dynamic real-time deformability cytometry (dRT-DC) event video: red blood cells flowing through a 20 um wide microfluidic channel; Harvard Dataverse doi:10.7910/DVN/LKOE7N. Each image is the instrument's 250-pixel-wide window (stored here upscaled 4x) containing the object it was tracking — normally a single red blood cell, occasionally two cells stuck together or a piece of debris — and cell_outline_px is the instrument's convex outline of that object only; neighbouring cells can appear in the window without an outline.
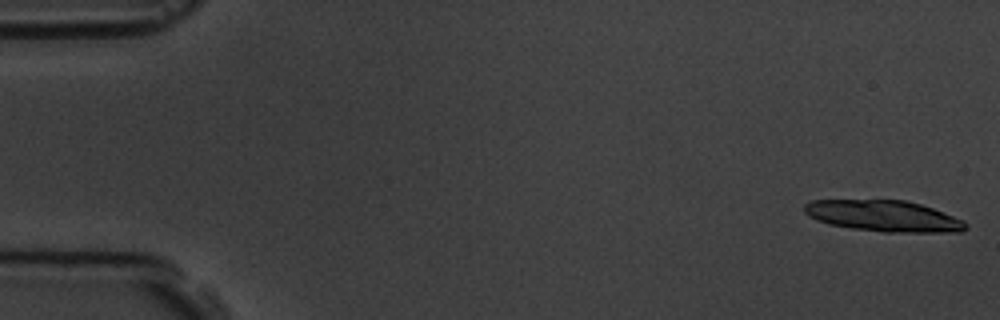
{"species": "common noctule bat (a hibernating species)", "species_latin": "Nyctalus noctula", "temperature_condition": "room temperature", "stored_images_in_passage": 5, "camera_frame_rate_fps": 3000, "um_per_image_px": 0.085, "animal": {"sex": "male", "body_mass_g": 19.5, "forearm_length_mm": 54.6}, "frame": {"image": 1, "passage_image": 1, "time_ms": 0.0, "image_size_px": [1000, 320], "cell_outline_px": [[968, 228], [960, 232], [884, 232], [852, 228], [828, 224], [816, 220], [808, 216], [804, 212], [804, 204], [812, 200], [904, 200], [920, 204], [932, 208], [964, 220], [968, 224]], "centroid_in_image_um": [75.11, 18.36], "position_along_channel_um": 9.9, "area_um2": 29.36}}